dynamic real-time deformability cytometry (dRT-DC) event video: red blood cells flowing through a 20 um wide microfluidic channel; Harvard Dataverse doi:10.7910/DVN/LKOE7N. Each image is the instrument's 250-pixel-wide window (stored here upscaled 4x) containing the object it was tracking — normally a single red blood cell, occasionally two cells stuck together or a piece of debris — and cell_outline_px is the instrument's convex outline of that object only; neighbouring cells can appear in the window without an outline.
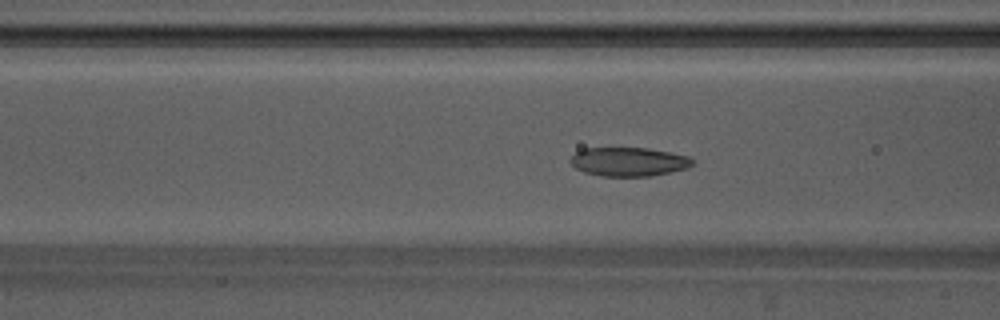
{"species": "Egyptian fruit bat (a non-hibernating species)", "species_latin": "Rousettus aegyptiacus", "temperature_condition": "warm", "stored_images_in_passage": 55, "camera_frame_rate_fps": 3000, "um_per_image_px": 0.085, "animal": {"sex": "male"}, "frame": {"image": 1, "passage_image": 21, "time_ms": 6.667, "image_size_px": [1000, 320], "cell_outline_px": [[692, 164], [688, 168], [672, 172], [652, 176], [600, 176], [584, 172], [576, 168], [568, 160], [576, 152], [584, 148], [648, 148], [672, 152], [688, 156], [692, 160]], "centroid_in_image_um": [53.44, 13.75], "position_along_channel_um": 113.2, "area_um2": 20.63}}
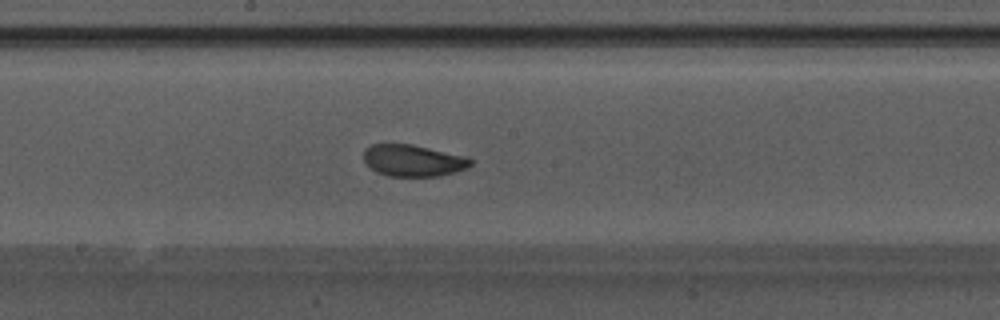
{"frame": {"image": 2, "passage_image": 29, "time_ms": 9.333, "image_size_px": [1000, 320], "cell_outline_px": [[472, 164], [468, 168], [456, 172], [440, 176], [388, 176], [376, 172], [364, 160], [364, 148], [372, 144], [412, 144], [464, 156], [472, 160]], "centroid_in_image_um": [35.12, 13.65], "position_along_channel_um": 213.1, "area_um2": 19.71}}
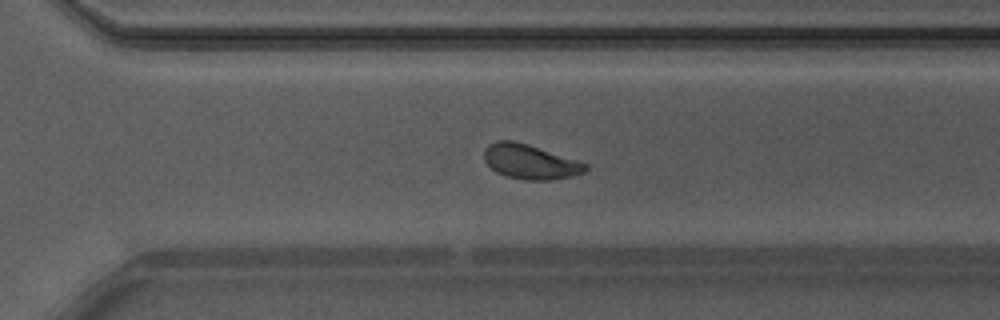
{"frame": {"image": 3, "passage_image": 38, "time_ms": 12.333, "image_size_px": [1000, 320], "cell_outline_px": [[588, 168], [584, 172], [572, 176], [552, 180], [524, 180], [508, 176], [496, 172], [484, 160], [484, 148], [488, 144], [496, 140], [512, 140], [528, 144], [588, 164]], "centroid_in_image_um": [45.04, 13.74], "position_along_channel_um": 325.6, "area_um2": 20.4}, "authors_computed_cell_mechanics": {"area_um2": 20.8658, "velocity_mm_per_s": 3.7492, "shape_relaxation_time_tau1_ms": 3.7813, "shape_relaxation_time_tau2_ms": 1.7302, "deformation_change_tau1": 0.1232, "deformation_change_tau2": 0.0682}}